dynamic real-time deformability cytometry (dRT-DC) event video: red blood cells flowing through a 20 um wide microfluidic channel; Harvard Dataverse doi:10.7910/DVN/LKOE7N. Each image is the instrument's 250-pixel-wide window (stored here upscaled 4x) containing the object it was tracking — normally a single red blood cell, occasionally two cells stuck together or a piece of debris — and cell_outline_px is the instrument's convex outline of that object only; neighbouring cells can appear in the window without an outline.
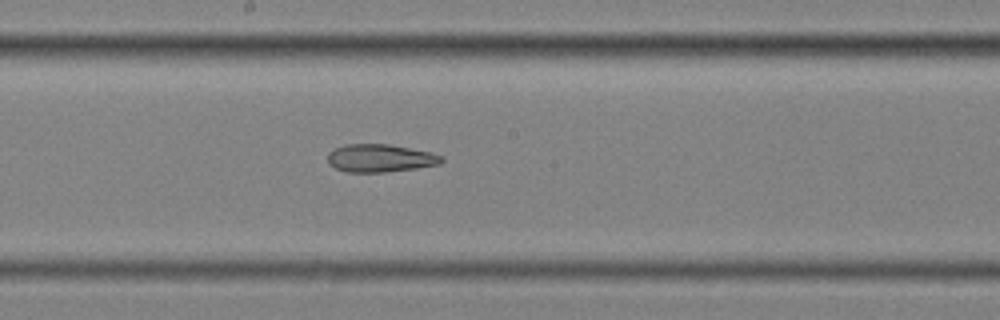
{"species": "common noctule bat (a hibernating species)", "species_latin": "Nyctalus noctula", "temperature_condition": "cold", "stored_images_in_passage": 9, "camera_frame_rate_fps": 3000, "um_per_image_px": 0.085, "animal": {"sex": "female", "body_mass_g": 25.1}, "frame": {"image": 1, "passage_image": 9, "time_ms": 2.667, "image_size_px": [1000, 320], "cell_outline_px": [[444, 160], [440, 164], [416, 168], [384, 172], [348, 172], [336, 168], [328, 164], [328, 152], [344, 144], [388, 144], [432, 152], [444, 156]], "centroid_in_image_um": [32.33, 13.44], "position_along_channel_um": 215.9, "area_um2": 18.55}}